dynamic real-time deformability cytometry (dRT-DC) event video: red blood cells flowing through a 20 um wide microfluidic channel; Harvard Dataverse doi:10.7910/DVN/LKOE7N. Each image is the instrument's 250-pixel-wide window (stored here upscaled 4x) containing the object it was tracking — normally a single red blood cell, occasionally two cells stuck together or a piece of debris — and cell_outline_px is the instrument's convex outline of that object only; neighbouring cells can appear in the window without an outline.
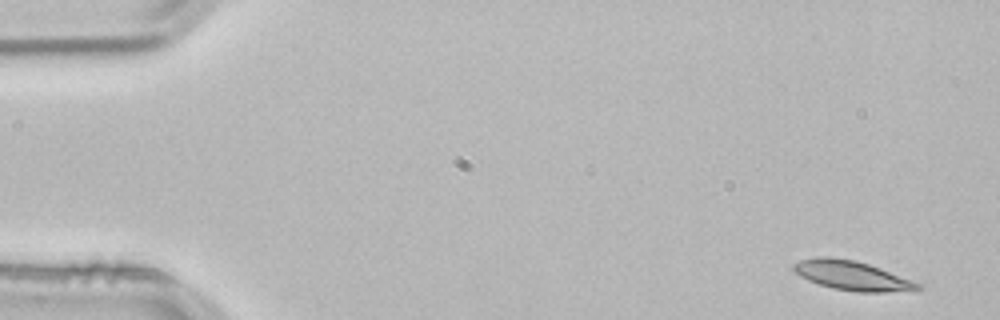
{"species": "common noctule bat (a hibernating species)", "species_latin": "Nyctalus noctula", "temperature_condition": "room temperature", "stored_images_in_passage": 4, "camera_frame_rate_fps": 3000, "um_per_image_px": 0.085, "animal": {"sex": "male", "body_mass_g": 21.5, "forearm_length_mm": 52.0}, "frame": {"image": 1, "passage_image": 1, "time_ms": 0.0, "image_size_px": [1000, 320], "cell_outline_px": [[924, 288], [884, 292], [856, 292], [832, 288], [808, 280], [800, 276], [792, 268], [792, 264], [800, 260], [816, 256], [828, 256], [856, 260], [880, 268], [924, 284]], "centroid_in_image_um": [72.41, 23.41], "position_along_channel_um": 12.6, "area_um2": 21.33}}
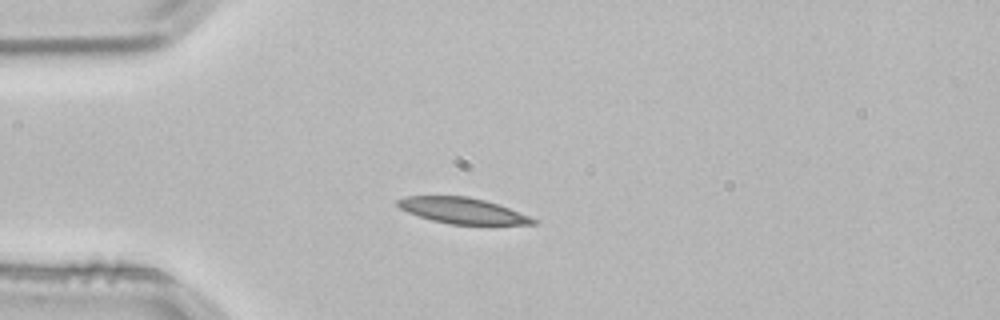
{"frame": {"image": 2, "passage_image": 3, "time_ms": 0.667, "image_size_px": [1000, 320], "cell_outline_px": [[540, 220], [536, 224], [452, 224], [432, 220], [408, 212], [400, 208], [396, 204], [396, 200], [408, 196], [468, 196], [484, 200], [508, 208]], "centroid_in_image_um": [39.31, 17.9], "position_along_channel_um": 45.7, "area_um2": 20.11}}
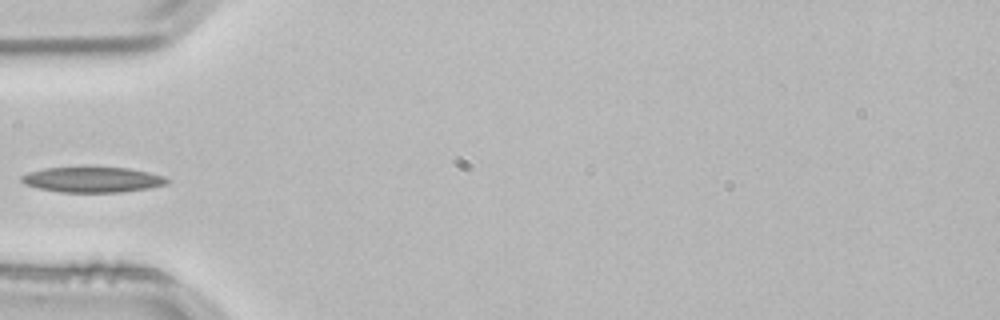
{"frame": {"image": 3, "passage_image": 4, "time_ms": 1.0, "image_size_px": [1000, 320], "cell_outline_px": [[172, 180], [168, 184], [148, 188], [120, 192], [60, 192], [40, 188], [24, 184], [20, 180], [20, 176], [28, 172], [44, 168], [128, 168], [148, 172], [164, 176]], "centroid_in_image_um": [7.88, 15.27], "position_along_channel_um": 77.1, "area_um2": 21.39}}